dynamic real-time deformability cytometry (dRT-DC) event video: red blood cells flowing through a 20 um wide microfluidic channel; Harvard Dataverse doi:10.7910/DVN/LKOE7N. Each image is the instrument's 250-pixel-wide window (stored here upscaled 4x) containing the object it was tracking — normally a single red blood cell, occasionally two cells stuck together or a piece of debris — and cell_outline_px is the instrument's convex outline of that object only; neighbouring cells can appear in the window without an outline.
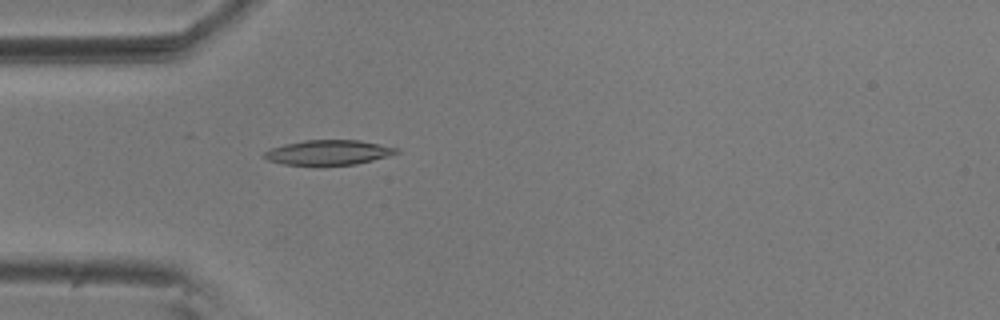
{"species": "common noctule bat (a hibernating species)", "species_latin": "Nyctalus noctula", "temperature_condition": "room temperature", "stored_images_in_passage": 46, "camera_frame_rate_fps": 3000, "um_per_image_px": 0.085, "animal": {"sex": "male", "body_mass_g": 20.5, "forearm_length_mm": 52.5}, "frame": {"image": 1, "passage_image": 7, "time_ms": 2.0, "image_size_px": [1000, 320], "cell_outline_px": [[400, 152], [372, 160], [356, 164], [324, 168], [320, 168], [284, 164], [268, 160], [264, 156], [264, 152], [272, 148], [284, 144], [304, 140], [360, 140], [400, 148]], "centroid_in_image_um": [27.91, 13.0], "position_along_channel_um": 57.1, "area_um2": 19.88}}
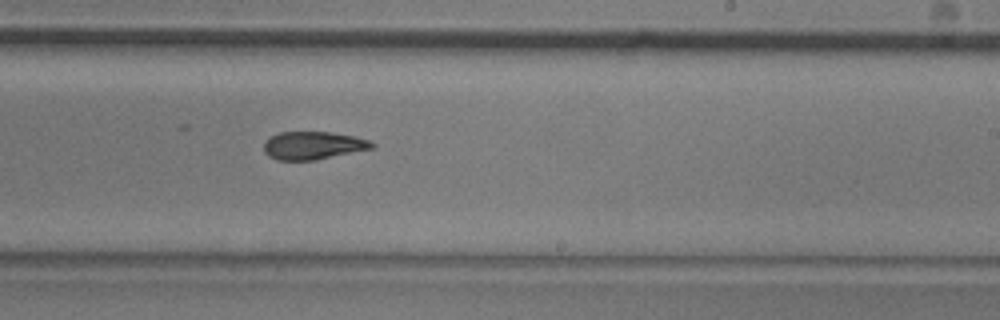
{"frame": {"image": 2, "passage_image": 24, "time_ms": 7.667, "image_size_px": [1000, 320], "cell_outline_px": [[376, 144], [372, 148], [316, 160], [276, 160], [268, 156], [264, 152], [264, 140], [280, 132], [332, 132], [356, 136], [368, 140]], "centroid_in_image_um": [26.59, 12.36], "position_along_channel_um": 262.4, "area_um2": 17.63}}
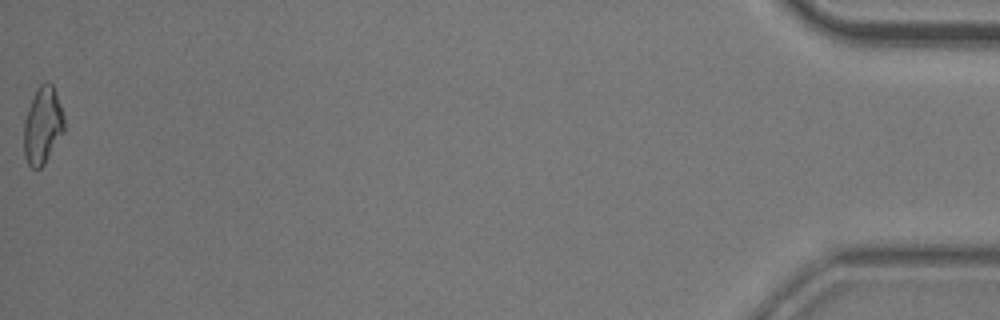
{"frame": {"image": 3, "passage_image": 46, "time_ms": 15.0, "image_size_px": [1000, 320], "cell_outline_px": [[64, 132], [44, 164], [40, 168], [32, 168], [28, 164], [24, 156], [24, 120], [28, 108], [40, 84], [48, 80], [52, 84], [56, 92], [64, 116]], "centroid_in_image_um": [3.63, 10.67], "position_along_channel_um": 431.6, "area_um2": 18.03}, "authors_computed_cell_mechanics": {"area_um2": 18.3226, "velocity_mm_per_s": 3.6714, "shape_relaxation_time_tau1_ms": 4.1001, "shape_relaxation_time_tau2_ms": 2.4986, "deformation_change_tau1": 0.1453, "deformation_change_tau2": 0.0889}}